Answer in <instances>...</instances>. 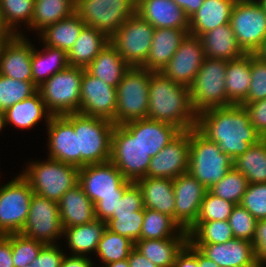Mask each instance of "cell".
<instances>
[{
	"label": "cell",
	"instance_id": "cell-2",
	"mask_svg": "<svg viewBox=\"0 0 266 267\" xmlns=\"http://www.w3.org/2000/svg\"><path fill=\"white\" fill-rule=\"evenodd\" d=\"M197 117L189 87L175 83L160 71H150L148 119L186 131L197 126Z\"/></svg>",
	"mask_w": 266,
	"mask_h": 267
},
{
	"label": "cell",
	"instance_id": "cell-49",
	"mask_svg": "<svg viewBox=\"0 0 266 267\" xmlns=\"http://www.w3.org/2000/svg\"><path fill=\"white\" fill-rule=\"evenodd\" d=\"M234 238L253 242L257 220L240 204L235 205L228 219Z\"/></svg>",
	"mask_w": 266,
	"mask_h": 267
},
{
	"label": "cell",
	"instance_id": "cell-23",
	"mask_svg": "<svg viewBox=\"0 0 266 267\" xmlns=\"http://www.w3.org/2000/svg\"><path fill=\"white\" fill-rule=\"evenodd\" d=\"M136 13L154 28L189 29V17L173 0H137Z\"/></svg>",
	"mask_w": 266,
	"mask_h": 267
},
{
	"label": "cell",
	"instance_id": "cell-18",
	"mask_svg": "<svg viewBox=\"0 0 266 267\" xmlns=\"http://www.w3.org/2000/svg\"><path fill=\"white\" fill-rule=\"evenodd\" d=\"M190 130L182 131L154 157H151L148 177L175 179L189 169Z\"/></svg>",
	"mask_w": 266,
	"mask_h": 267
},
{
	"label": "cell",
	"instance_id": "cell-65",
	"mask_svg": "<svg viewBox=\"0 0 266 267\" xmlns=\"http://www.w3.org/2000/svg\"><path fill=\"white\" fill-rule=\"evenodd\" d=\"M5 126V115L4 112L0 110V130H2V128Z\"/></svg>",
	"mask_w": 266,
	"mask_h": 267
},
{
	"label": "cell",
	"instance_id": "cell-26",
	"mask_svg": "<svg viewBox=\"0 0 266 267\" xmlns=\"http://www.w3.org/2000/svg\"><path fill=\"white\" fill-rule=\"evenodd\" d=\"M62 227L87 224L96 219L94 204L78 183L58 201Z\"/></svg>",
	"mask_w": 266,
	"mask_h": 267
},
{
	"label": "cell",
	"instance_id": "cell-36",
	"mask_svg": "<svg viewBox=\"0 0 266 267\" xmlns=\"http://www.w3.org/2000/svg\"><path fill=\"white\" fill-rule=\"evenodd\" d=\"M44 46L40 51L34 47L31 56L32 82L37 87L55 73L70 66L66 51L55 47Z\"/></svg>",
	"mask_w": 266,
	"mask_h": 267
},
{
	"label": "cell",
	"instance_id": "cell-43",
	"mask_svg": "<svg viewBox=\"0 0 266 267\" xmlns=\"http://www.w3.org/2000/svg\"><path fill=\"white\" fill-rule=\"evenodd\" d=\"M34 3L35 0H0V11L4 21L15 35L22 34L17 30L21 22L28 25L27 29L30 27Z\"/></svg>",
	"mask_w": 266,
	"mask_h": 267
},
{
	"label": "cell",
	"instance_id": "cell-55",
	"mask_svg": "<svg viewBox=\"0 0 266 267\" xmlns=\"http://www.w3.org/2000/svg\"><path fill=\"white\" fill-rule=\"evenodd\" d=\"M253 246L256 253V261L260 267L266 264V219L259 220L256 225Z\"/></svg>",
	"mask_w": 266,
	"mask_h": 267
},
{
	"label": "cell",
	"instance_id": "cell-32",
	"mask_svg": "<svg viewBox=\"0 0 266 267\" xmlns=\"http://www.w3.org/2000/svg\"><path fill=\"white\" fill-rule=\"evenodd\" d=\"M109 44V38L94 27L84 26L67 53L69 65L85 69Z\"/></svg>",
	"mask_w": 266,
	"mask_h": 267
},
{
	"label": "cell",
	"instance_id": "cell-52",
	"mask_svg": "<svg viewBox=\"0 0 266 267\" xmlns=\"http://www.w3.org/2000/svg\"><path fill=\"white\" fill-rule=\"evenodd\" d=\"M141 209H144L143 194L137 183L132 182L119 199L113 215L131 214Z\"/></svg>",
	"mask_w": 266,
	"mask_h": 267
},
{
	"label": "cell",
	"instance_id": "cell-15",
	"mask_svg": "<svg viewBox=\"0 0 266 267\" xmlns=\"http://www.w3.org/2000/svg\"><path fill=\"white\" fill-rule=\"evenodd\" d=\"M20 234L45 245L55 244L56 239L63 237L58 202L33 193L28 218Z\"/></svg>",
	"mask_w": 266,
	"mask_h": 267
},
{
	"label": "cell",
	"instance_id": "cell-45",
	"mask_svg": "<svg viewBox=\"0 0 266 267\" xmlns=\"http://www.w3.org/2000/svg\"><path fill=\"white\" fill-rule=\"evenodd\" d=\"M38 91L33 82L19 81L0 74V110L5 112L13 104L29 98Z\"/></svg>",
	"mask_w": 266,
	"mask_h": 267
},
{
	"label": "cell",
	"instance_id": "cell-31",
	"mask_svg": "<svg viewBox=\"0 0 266 267\" xmlns=\"http://www.w3.org/2000/svg\"><path fill=\"white\" fill-rule=\"evenodd\" d=\"M4 115L5 125H14L22 130L37 125L43 117L46 118L45 123H48L52 116L38 91L29 98L13 104Z\"/></svg>",
	"mask_w": 266,
	"mask_h": 267
},
{
	"label": "cell",
	"instance_id": "cell-62",
	"mask_svg": "<svg viewBox=\"0 0 266 267\" xmlns=\"http://www.w3.org/2000/svg\"><path fill=\"white\" fill-rule=\"evenodd\" d=\"M198 265L199 267H220L213 260H210L198 249Z\"/></svg>",
	"mask_w": 266,
	"mask_h": 267
},
{
	"label": "cell",
	"instance_id": "cell-24",
	"mask_svg": "<svg viewBox=\"0 0 266 267\" xmlns=\"http://www.w3.org/2000/svg\"><path fill=\"white\" fill-rule=\"evenodd\" d=\"M141 143L143 149L154 157L182 131L171 124L148 118L123 124Z\"/></svg>",
	"mask_w": 266,
	"mask_h": 267
},
{
	"label": "cell",
	"instance_id": "cell-3",
	"mask_svg": "<svg viewBox=\"0 0 266 267\" xmlns=\"http://www.w3.org/2000/svg\"><path fill=\"white\" fill-rule=\"evenodd\" d=\"M78 183L93 202L96 219L106 222L132 181L125 179L121 171L108 161L80 167Z\"/></svg>",
	"mask_w": 266,
	"mask_h": 267
},
{
	"label": "cell",
	"instance_id": "cell-22",
	"mask_svg": "<svg viewBox=\"0 0 266 267\" xmlns=\"http://www.w3.org/2000/svg\"><path fill=\"white\" fill-rule=\"evenodd\" d=\"M220 267H260L253 243L233 238L225 243L192 244Z\"/></svg>",
	"mask_w": 266,
	"mask_h": 267
},
{
	"label": "cell",
	"instance_id": "cell-27",
	"mask_svg": "<svg viewBox=\"0 0 266 267\" xmlns=\"http://www.w3.org/2000/svg\"><path fill=\"white\" fill-rule=\"evenodd\" d=\"M237 0H204L189 18V34L199 37L218 26L230 23L231 12Z\"/></svg>",
	"mask_w": 266,
	"mask_h": 267
},
{
	"label": "cell",
	"instance_id": "cell-19",
	"mask_svg": "<svg viewBox=\"0 0 266 267\" xmlns=\"http://www.w3.org/2000/svg\"><path fill=\"white\" fill-rule=\"evenodd\" d=\"M207 190L189 172L173 179L175 197L174 220L183 230H188L196 222Z\"/></svg>",
	"mask_w": 266,
	"mask_h": 267
},
{
	"label": "cell",
	"instance_id": "cell-37",
	"mask_svg": "<svg viewBox=\"0 0 266 267\" xmlns=\"http://www.w3.org/2000/svg\"><path fill=\"white\" fill-rule=\"evenodd\" d=\"M84 26L85 24L80 17L73 13L68 18L48 25L38 35H40L44 45L59 48L68 53Z\"/></svg>",
	"mask_w": 266,
	"mask_h": 267
},
{
	"label": "cell",
	"instance_id": "cell-42",
	"mask_svg": "<svg viewBox=\"0 0 266 267\" xmlns=\"http://www.w3.org/2000/svg\"><path fill=\"white\" fill-rule=\"evenodd\" d=\"M134 247L135 243L132 240L113 233L106 228L101 240L98 242L95 254L104 264L103 266H106L110 263L127 259Z\"/></svg>",
	"mask_w": 266,
	"mask_h": 267
},
{
	"label": "cell",
	"instance_id": "cell-61",
	"mask_svg": "<svg viewBox=\"0 0 266 267\" xmlns=\"http://www.w3.org/2000/svg\"><path fill=\"white\" fill-rule=\"evenodd\" d=\"M15 34L11 31L8 25L5 23L3 15L0 11V41L3 43L12 39Z\"/></svg>",
	"mask_w": 266,
	"mask_h": 267
},
{
	"label": "cell",
	"instance_id": "cell-48",
	"mask_svg": "<svg viewBox=\"0 0 266 267\" xmlns=\"http://www.w3.org/2000/svg\"><path fill=\"white\" fill-rule=\"evenodd\" d=\"M234 206V203L224 200L207 190L196 221H227Z\"/></svg>",
	"mask_w": 266,
	"mask_h": 267
},
{
	"label": "cell",
	"instance_id": "cell-53",
	"mask_svg": "<svg viewBox=\"0 0 266 267\" xmlns=\"http://www.w3.org/2000/svg\"><path fill=\"white\" fill-rule=\"evenodd\" d=\"M66 254L57 244L44 245L38 256L33 260V267H60Z\"/></svg>",
	"mask_w": 266,
	"mask_h": 267
},
{
	"label": "cell",
	"instance_id": "cell-29",
	"mask_svg": "<svg viewBox=\"0 0 266 267\" xmlns=\"http://www.w3.org/2000/svg\"><path fill=\"white\" fill-rule=\"evenodd\" d=\"M199 38L206 58L230 61L246 54L239 46L230 23L205 32Z\"/></svg>",
	"mask_w": 266,
	"mask_h": 267
},
{
	"label": "cell",
	"instance_id": "cell-60",
	"mask_svg": "<svg viewBox=\"0 0 266 267\" xmlns=\"http://www.w3.org/2000/svg\"><path fill=\"white\" fill-rule=\"evenodd\" d=\"M190 18L203 4L204 0H173Z\"/></svg>",
	"mask_w": 266,
	"mask_h": 267
},
{
	"label": "cell",
	"instance_id": "cell-4",
	"mask_svg": "<svg viewBox=\"0 0 266 267\" xmlns=\"http://www.w3.org/2000/svg\"><path fill=\"white\" fill-rule=\"evenodd\" d=\"M233 168V159L222 152L196 127L190 130L188 172L207 189L219 182Z\"/></svg>",
	"mask_w": 266,
	"mask_h": 267
},
{
	"label": "cell",
	"instance_id": "cell-28",
	"mask_svg": "<svg viewBox=\"0 0 266 267\" xmlns=\"http://www.w3.org/2000/svg\"><path fill=\"white\" fill-rule=\"evenodd\" d=\"M187 242L188 233L183 230L173 238L137 240L134 248L158 267H174L178 253Z\"/></svg>",
	"mask_w": 266,
	"mask_h": 267
},
{
	"label": "cell",
	"instance_id": "cell-41",
	"mask_svg": "<svg viewBox=\"0 0 266 267\" xmlns=\"http://www.w3.org/2000/svg\"><path fill=\"white\" fill-rule=\"evenodd\" d=\"M181 231L183 229L172 217L156 210L144 208L140 239L173 238L178 236Z\"/></svg>",
	"mask_w": 266,
	"mask_h": 267
},
{
	"label": "cell",
	"instance_id": "cell-5",
	"mask_svg": "<svg viewBox=\"0 0 266 267\" xmlns=\"http://www.w3.org/2000/svg\"><path fill=\"white\" fill-rule=\"evenodd\" d=\"M22 172L35 194L56 202L79 182V167L50 158L30 162Z\"/></svg>",
	"mask_w": 266,
	"mask_h": 267
},
{
	"label": "cell",
	"instance_id": "cell-59",
	"mask_svg": "<svg viewBox=\"0 0 266 267\" xmlns=\"http://www.w3.org/2000/svg\"><path fill=\"white\" fill-rule=\"evenodd\" d=\"M130 267H158L135 248L127 258Z\"/></svg>",
	"mask_w": 266,
	"mask_h": 267
},
{
	"label": "cell",
	"instance_id": "cell-21",
	"mask_svg": "<svg viewBox=\"0 0 266 267\" xmlns=\"http://www.w3.org/2000/svg\"><path fill=\"white\" fill-rule=\"evenodd\" d=\"M24 34L3 42L0 48V74L32 82L31 56L34 46Z\"/></svg>",
	"mask_w": 266,
	"mask_h": 267
},
{
	"label": "cell",
	"instance_id": "cell-58",
	"mask_svg": "<svg viewBox=\"0 0 266 267\" xmlns=\"http://www.w3.org/2000/svg\"><path fill=\"white\" fill-rule=\"evenodd\" d=\"M93 262L87 256H64L60 267H92Z\"/></svg>",
	"mask_w": 266,
	"mask_h": 267
},
{
	"label": "cell",
	"instance_id": "cell-6",
	"mask_svg": "<svg viewBox=\"0 0 266 267\" xmlns=\"http://www.w3.org/2000/svg\"><path fill=\"white\" fill-rule=\"evenodd\" d=\"M113 122L73 113L78 143V167L110 161Z\"/></svg>",
	"mask_w": 266,
	"mask_h": 267
},
{
	"label": "cell",
	"instance_id": "cell-66",
	"mask_svg": "<svg viewBox=\"0 0 266 267\" xmlns=\"http://www.w3.org/2000/svg\"><path fill=\"white\" fill-rule=\"evenodd\" d=\"M265 11V14H266V0H263L261 3H260Z\"/></svg>",
	"mask_w": 266,
	"mask_h": 267
},
{
	"label": "cell",
	"instance_id": "cell-12",
	"mask_svg": "<svg viewBox=\"0 0 266 267\" xmlns=\"http://www.w3.org/2000/svg\"><path fill=\"white\" fill-rule=\"evenodd\" d=\"M154 29L135 13L120 26L109 43L130 67H141L148 58Z\"/></svg>",
	"mask_w": 266,
	"mask_h": 267
},
{
	"label": "cell",
	"instance_id": "cell-64",
	"mask_svg": "<svg viewBox=\"0 0 266 267\" xmlns=\"http://www.w3.org/2000/svg\"><path fill=\"white\" fill-rule=\"evenodd\" d=\"M105 267H130L128 260L124 259V260H119L113 263H110L108 265H106Z\"/></svg>",
	"mask_w": 266,
	"mask_h": 267
},
{
	"label": "cell",
	"instance_id": "cell-57",
	"mask_svg": "<svg viewBox=\"0 0 266 267\" xmlns=\"http://www.w3.org/2000/svg\"><path fill=\"white\" fill-rule=\"evenodd\" d=\"M0 267H14L11 234L0 235Z\"/></svg>",
	"mask_w": 266,
	"mask_h": 267
},
{
	"label": "cell",
	"instance_id": "cell-25",
	"mask_svg": "<svg viewBox=\"0 0 266 267\" xmlns=\"http://www.w3.org/2000/svg\"><path fill=\"white\" fill-rule=\"evenodd\" d=\"M188 34L189 29L155 28L148 58L141 68L161 72Z\"/></svg>",
	"mask_w": 266,
	"mask_h": 267
},
{
	"label": "cell",
	"instance_id": "cell-38",
	"mask_svg": "<svg viewBox=\"0 0 266 267\" xmlns=\"http://www.w3.org/2000/svg\"><path fill=\"white\" fill-rule=\"evenodd\" d=\"M76 0H35L30 27L41 31L75 13Z\"/></svg>",
	"mask_w": 266,
	"mask_h": 267
},
{
	"label": "cell",
	"instance_id": "cell-34",
	"mask_svg": "<svg viewBox=\"0 0 266 267\" xmlns=\"http://www.w3.org/2000/svg\"><path fill=\"white\" fill-rule=\"evenodd\" d=\"M251 83V54L227 61L225 87L227 99L232 105H241Z\"/></svg>",
	"mask_w": 266,
	"mask_h": 267
},
{
	"label": "cell",
	"instance_id": "cell-39",
	"mask_svg": "<svg viewBox=\"0 0 266 267\" xmlns=\"http://www.w3.org/2000/svg\"><path fill=\"white\" fill-rule=\"evenodd\" d=\"M233 168L242 173L248 183H266V138L234 158Z\"/></svg>",
	"mask_w": 266,
	"mask_h": 267
},
{
	"label": "cell",
	"instance_id": "cell-47",
	"mask_svg": "<svg viewBox=\"0 0 266 267\" xmlns=\"http://www.w3.org/2000/svg\"><path fill=\"white\" fill-rule=\"evenodd\" d=\"M45 244L20 233L11 234L12 259L14 267L32 264Z\"/></svg>",
	"mask_w": 266,
	"mask_h": 267
},
{
	"label": "cell",
	"instance_id": "cell-7",
	"mask_svg": "<svg viewBox=\"0 0 266 267\" xmlns=\"http://www.w3.org/2000/svg\"><path fill=\"white\" fill-rule=\"evenodd\" d=\"M150 71L130 67L116 87L117 105L114 125L147 118Z\"/></svg>",
	"mask_w": 266,
	"mask_h": 267
},
{
	"label": "cell",
	"instance_id": "cell-63",
	"mask_svg": "<svg viewBox=\"0 0 266 267\" xmlns=\"http://www.w3.org/2000/svg\"><path fill=\"white\" fill-rule=\"evenodd\" d=\"M260 60L266 61V38L260 48L254 53Z\"/></svg>",
	"mask_w": 266,
	"mask_h": 267
},
{
	"label": "cell",
	"instance_id": "cell-50",
	"mask_svg": "<svg viewBox=\"0 0 266 267\" xmlns=\"http://www.w3.org/2000/svg\"><path fill=\"white\" fill-rule=\"evenodd\" d=\"M240 205L257 221L266 219V183H249Z\"/></svg>",
	"mask_w": 266,
	"mask_h": 267
},
{
	"label": "cell",
	"instance_id": "cell-51",
	"mask_svg": "<svg viewBox=\"0 0 266 267\" xmlns=\"http://www.w3.org/2000/svg\"><path fill=\"white\" fill-rule=\"evenodd\" d=\"M266 98V61L251 54V83L242 104L253 103Z\"/></svg>",
	"mask_w": 266,
	"mask_h": 267
},
{
	"label": "cell",
	"instance_id": "cell-40",
	"mask_svg": "<svg viewBox=\"0 0 266 267\" xmlns=\"http://www.w3.org/2000/svg\"><path fill=\"white\" fill-rule=\"evenodd\" d=\"M187 233L191 244L225 243L234 238L228 220L196 221Z\"/></svg>",
	"mask_w": 266,
	"mask_h": 267
},
{
	"label": "cell",
	"instance_id": "cell-33",
	"mask_svg": "<svg viewBox=\"0 0 266 267\" xmlns=\"http://www.w3.org/2000/svg\"><path fill=\"white\" fill-rule=\"evenodd\" d=\"M129 69L130 66L110 43L85 68L90 75L115 88Z\"/></svg>",
	"mask_w": 266,
	"mask_h": 267
},
{
	"label": "cell",
	"instance_id": "cell-17",
	"mask_svg": "<svg viewBox=\"0 0 266 267\" xmlns=\"http://www.w3.org/2000/svg\"><path fill=\"white\" fill-rule=\"evenodd\" d=\"M205 58L200 38L188 34L161 72L175 83L190 88Z\"/></svg>",
	"mask_w": 266,
	"mask_h": 267
},
{
	"label": "cell",
	"instance_id": "cell-16",
	"mask_svg": "<svg viewBox=\"0 0 266 267\" xmlns=\"http://www.w3.org/2000/svg\"><path fill=\"white\" fill-rule=\"evenodd\" d=\"M116 105V88L83 69L79 113L113 122Z\"/></svg>",
	"mask_w": 266,
	"mask_h": 267
},
{
	"label": "cell",
	"instance_id": "cell-11",
	"mask_svg": "<svg viewBox=\"0 0 266 267\" xmlns=\"http://www.w3.org/2000/svg\"><path fill=\"white\" fill-rule=\"evenodd\" d=\"M151 156L143 149L124 125H115L111 137L110 161L121 171L123 177L136 182L146 177Z\"/></svg>",
	"mask_w": 266,
	"mask_h": 267
},
{
	"label": "cell",
	"instance_id": "cell-35",
	"mask_svg": "<svg viewBox=\"0 0 266 267\" xmlns=\"http://www.w3.org/2000/svg\"><path fill=\"white\" fill-rule=\"evenodd\" d=\"M106 229V222L95 219L94 221L63 229V235L74 256H87L96 252L98 242Z\"/></svg>",
	"mask_w": 266,
	"mask_h": 267
},
{
	"label": "cell",
	"instance_id": "cell-54",
	"mask_svg": "<svg viewBox=\"0 0 266 267\" xmlns=\"http://www.w3.org/2000/svg\"><path fill=\"white\" fill-rule=\"evenodd\" d=\"M250 116V123L256 131L266 138V98L248 104H241Z\"/></svg>",
	"mask_w": 266,
	"mask_h": 267
},
{
	"label": "cell",
	"instance_id": "cell-67",
	"mask_svg": "<svg viewBox=\"0 0 266 267\" xmlns=\"http://www.w3.org/2000/svg\"><path fill=\"white\" fill-rule=\"evenodd\" d=\"M23 267H33L32 264H28L27 266H23Z\"/></svg>",
	"mask_w": 266,
	"mask_h": 267
},
{
	"label": "cell",
	"instance_id": "cell-9",
	"mask_svg": "<svg viewBox=\"0 0 266 267\" xmlns=\"http://www.w3.org/2000/svg\"><path fill=\"white\" fill-rule=\"evenodd\" d=\"M227 60L205 58L190 87L194 111L199 114L210 108L228 107L225 77Z\"/></svg>",
	"mask_w": 266,
	"mask_h": 267
},
{
	"label": "cell",
	"instance_id": "cell-14",
	"mask_svg": "<svg viewBox=\"0 0 266 267\" xmlns=\"http://www.w3.org/2000/svg\"><path fill=\"white\" fill-rule=\"evenodd\" d=\"M230 25L246 54H254L266 38V14L256 1L237 0L231 12Z\"/></svg>",
	"mask_w": 266,
	"mask_h": 267
},
{
	"label": "cell",
	"instance_id": "cell-20",
	"mask_svg": "<svg viewBox=\"0 0 266 267\" xmlns=\"http://www.w3.org/2000/svg\"><path fill=\"white\" fill-rule=\"evenodd\" d=\"M46 127L48 158L78 167V143L73 127V113L52 115Z\"/></svg>",
	"mask_w": 266,
	"mask_h": 267
},
{
	"label": "cell",
	"instance_id": "cell-44",
	"mask_svg": "<svg viewBox=\"0 0 266 267\" xmlns=\"http://www.w3.org/2000/svg\"><path fill=\"white\" fill-rule=\"evenodd\" d=\"M248 184L246 177L232 168L219 182L211 186L208 190L212 194L238 205L247 190Z\"/></svg>",
	"mask_w": 266,
	"mask_h": 267
},
{
	"label": "cell",
	"instance_id": "cell-46",
	"mask_svg": "<svg viewBox=\"0 0 266 267\" xmlns=\"http://www.w3.org/2000/svg\"><path fill=\"white\" fill-rule=\"evenodd\" d=\"M143 219L144 209L131 214L112 215L106 221V228L113 233L129 238L135 243L137 240H140Z\"/></svg>",
	"mask_w": 266,
	"mask_h": 267
},
{
	"label": "cell",
	"instance_id": "cell-13",
	"mask_svg": "<svg viewBox=\"0 0 266 267\" xmlns=\"http://www.w3.org/2000/svg\"><path fill=\"white\" fill-rule=\"evenodd\" d=\"M0 186V235L20 233L27 221L33 191L19 174Z\"/></svg>",
	"mask_w": 266,
	"mask_h": 267
},
{
	"label": "cell",
	"instance_id": "cell-10",
	"mask_svg": "<svg viewBox=\"0 0 266 267\" xmlns=\"http://www.w3.org/2000/svg\"><path fill=\"white\" fill-rule=\"evenodd\" d=\"M136 3L137 0H76L75 13L86 26L110 39L136 13Z\"/></svg>",
	"mask_w": 266,
	"mask_h": 267
},
{
	"label": "cell",
	"instance_id": "cell-1",
	"mask_svg": "<svg viewBox=\"0 0 266 267\" xmlns=\"http://www.w3.org/2000/svg\"><path fill=\"white\" fill-rule=\"evenodd\" d=\"M196 128L209 140L216 142L222 152L232 159L263 139L251 125L250 116L241 105L202 111L198 114Z\"/></svg>",
	"mask_w": 266,
	"mask_h": 267
},
{
	"label": "cell",
	"instance_id": "cell-56",
	"mask_svg": "<svg viewBox=\"0 0 266 267\" xmlns=\"http://www.w3.org/2000/svg\"><path fill=\"white\" fill-rule=\"evenodd\" d=\"M174 267H199L198 248L188 241L178 253Z\"/></svg>",
	"mask_w": 266,
	"mask_h": 267
},
{
	"label": "cell",
	"instance_id": "cell-30",
	"mask_svg": "<svg viewBox=\"0 0 266 267\" xmlns=\"http://www.w3.org/2000/svg\"><path fill=\"white\" fill-rule=\"evenodd\" d=\"M143 194L144 208L159 211L174 219L173 179L142 177L136 181Z\"/></svg>",
	"mask_w": 266,
	"mask_h": 267
},
{
	"label": "cell",
	"instance_id": "cell-8",
	"mask_svg": "<svg viewBox=\"0 0 266 267\" xmlns=\"http://www.w3.org/2000/svg\"><path fill=\"white\" fill-rule=\"evenodd\" d=\"M83 68L69 66L55 73L38 87L52 115L79 113Z\"/></svg>",
	"mask_w": 266,
	"mask_h": 267
},
{
	"label": "cell",
	"instance_id": "cell-68",
	"mask_svg": "<svg viewBox=\"0 0 266 267\" xmlns=\"http://www.w3.org/2000/svg\"><path fill=\"white\" fill-rule=\"evenodd\" d=\"M253 1H256L258 3H261L263 0H253Z\"/></svg>",
	"mask_w": 266,
	"mask_h": 267
}]
</instances>
